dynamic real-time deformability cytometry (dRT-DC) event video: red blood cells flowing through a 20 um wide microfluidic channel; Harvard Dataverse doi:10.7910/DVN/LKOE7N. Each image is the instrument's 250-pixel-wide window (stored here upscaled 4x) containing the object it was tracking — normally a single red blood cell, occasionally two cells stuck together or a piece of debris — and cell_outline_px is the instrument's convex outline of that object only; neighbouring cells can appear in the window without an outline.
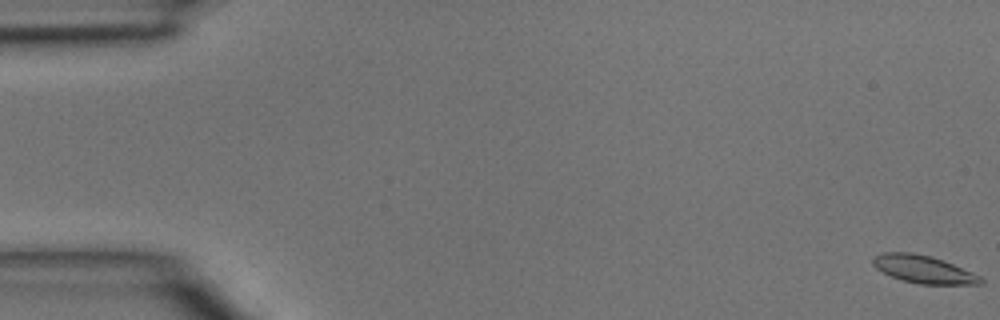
{"species": "common noctule bat (a hibernating species)", "species_latin": "Nyctalus noctula", "temperature_condition": "room temperature", "stored_images_in_passage": 45, "camera_frame_rate_fps": 3000, "um_per_image_px": 0.085, "animal": {"sex": "male", "body_mass_g": 15.6}, "frame": {"image": 1, "passage_image": 1, "time_ms": 0.0, "image_size_px": [1000, 320], "cell_outline_px": [[984, 284], [920, 284], [904, 280], [892, 276], [876, 268], [872, 264], [872, 256], [880, 252], [912, 252], [932, 256], [944, 260], [972, 272], [980, 276], [984, 280]], "centroid_in_image_um": [78.49, 22.87], "position_along_channel_um": 6.5, "area_um2": 17.46}}
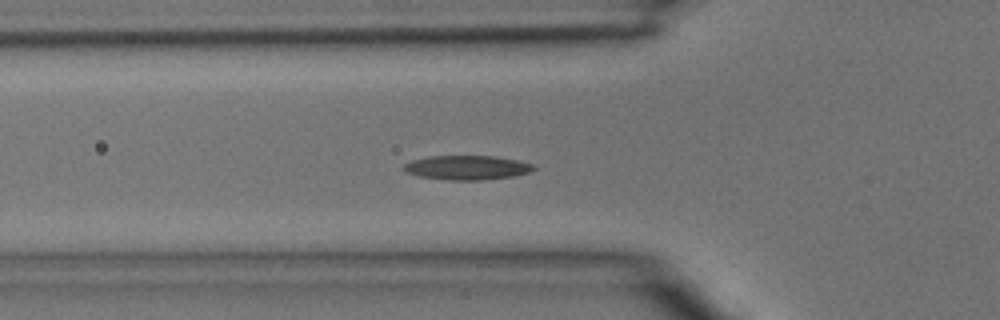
{"frame": {"image": 2, "passage_image": 16, "time_ms": 5.0, "image_size_px": [1000, 320], "cell_outline_px": [[536, 168], [528, 172], [516, 176], [484, 180], [448, 180], [420, 176], [404, 172], [400, 168], [404, 164], [412, 160], [428, 156], [496, 156], [516, 160], [532, 164]], "centroid_in_image_um": [39.65, 14.25], "position_along_channel_um": 86.1, "area_um2": 18.5}}
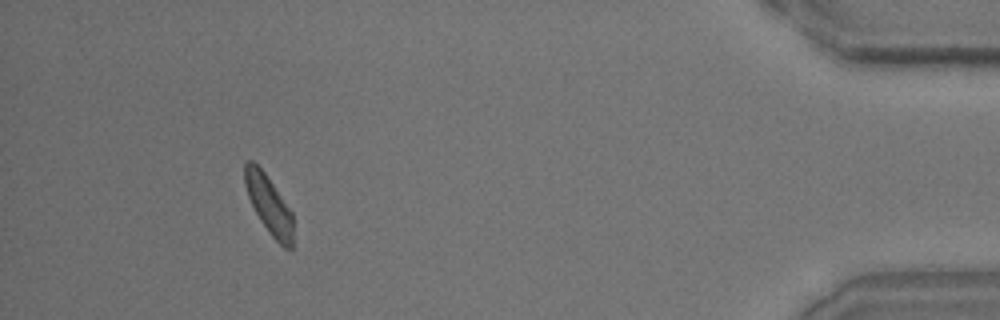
{"frame": {"image": 3, "passage_image": 42, "time_ms": 13.667, "image_size_px": [1000, 320], "cell_outline_px": [[292, 248], [284, 248], [272, 236], [260, 220], [248, 196], [244, 184], [244, 164], [248, 160], [252, 160], [264, 172], [292, 212]], "centroid_in_image_um": [22.83, 17.37], "position_along_channel_um": 412.4, "area_um2": 16.07}}